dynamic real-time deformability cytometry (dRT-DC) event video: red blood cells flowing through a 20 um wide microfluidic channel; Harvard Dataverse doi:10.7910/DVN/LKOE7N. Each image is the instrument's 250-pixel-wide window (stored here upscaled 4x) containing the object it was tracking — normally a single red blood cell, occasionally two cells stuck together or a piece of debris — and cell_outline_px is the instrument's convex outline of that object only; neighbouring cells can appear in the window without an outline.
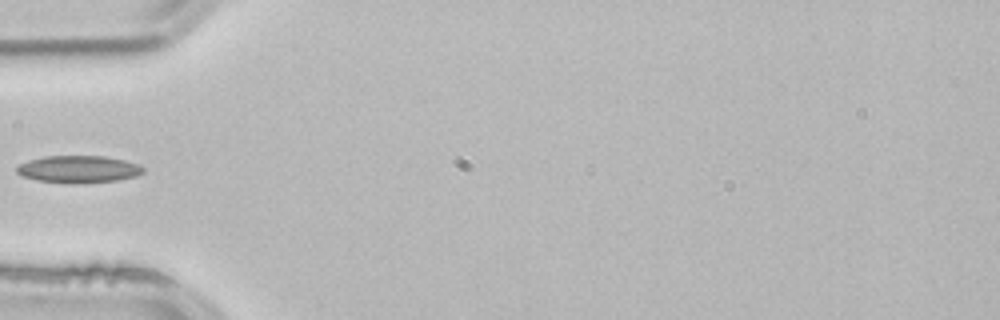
{"species": "common noctule bat (a hibernating species)", "species_latin": "Nyctalus noctula", "temperature_condition": "room temperature", "stored_images_in_passage": 3, "camera_frame_rate_fps": 3000, "um_per_image_px": 0.085, "animal": {"sex": "male", "body_mass_g": 21.5, "forearm_length_mm": 52.0}, "frame": {"image": 1, "passage_image": 3, "time_ms": 0.667, "image_size_px": [1000, 320], "cell_outline_px": [[144, 172], [136, 176], [116, 180], [80, 184], [72, 184], [36, 180], [20, 176], [16, 172], [16, 164], [28, 160], [44, 156], [104, 156], [124, 160], [136, 164], [144, 168]], "centroid_in_image_um": [6.6, 14.39], "position_along_channel_um": 78.4, "area_um2": 20.29}}